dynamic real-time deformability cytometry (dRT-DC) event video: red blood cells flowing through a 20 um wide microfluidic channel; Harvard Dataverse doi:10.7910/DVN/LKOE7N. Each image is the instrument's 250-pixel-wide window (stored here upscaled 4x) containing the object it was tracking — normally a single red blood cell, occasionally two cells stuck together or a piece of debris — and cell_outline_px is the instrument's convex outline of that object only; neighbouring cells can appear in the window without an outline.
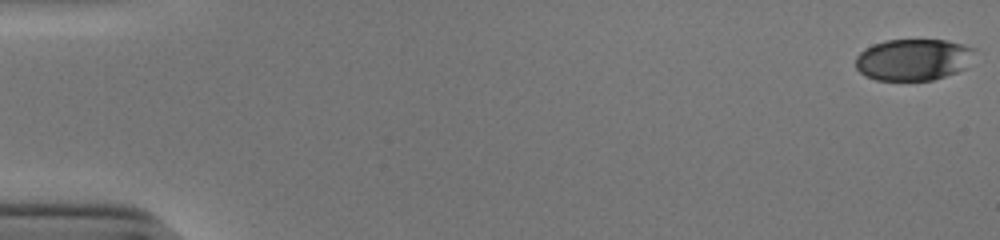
{"species": "human", "species_latin": "Homo sapiens", "temperature_condition": "cold", "stored_images_in_passage": 53, "camera_frame_rate_fps": 3000, "um_per_image_px": 0.085, "donor": {"sex": "male"}, "frame": {"image": 1, "passage_image": 1, "time_ms": 0.0, "image_size_px": [1000, 240], "cell_outline_px": [[976, 48], [968, 68], [932, 80], [876, 80], [864, 76], [856, 68], [856, 56], [864, 48], [872, 44], [888, 40], [948, 40], [964, 44]], "centroid_in_image_um": [77.65, 5.06], "position_along_channel_um": 7.4, "area_um2": 29.19}}
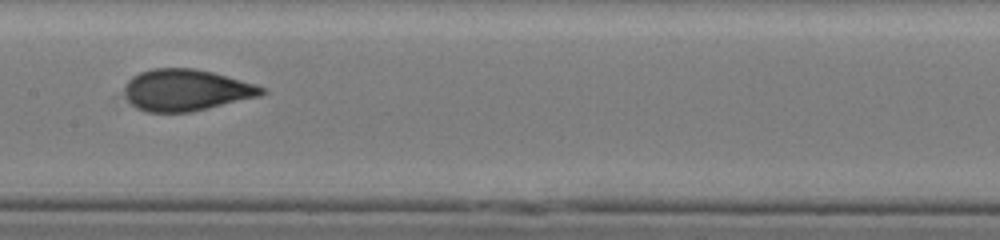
{"frame": {"image": 2, "passage_image": 28, "time_ms": 9.0, "image_size_px": [1000, 240], "cell_outline_px": [[268, 92], [260, 96], [192, 112], [148, 112], [136, 108], [128, 100], [124, 92], [124, 84], [132, 76], [140, 72], [152, 68], [196, 68], [212, 72], [256, 84], [268, 88]], "centroid_in_image_um": [15.84, 7.65], "position_along_channel_um": 191.6, "area_um2": 33.52}}
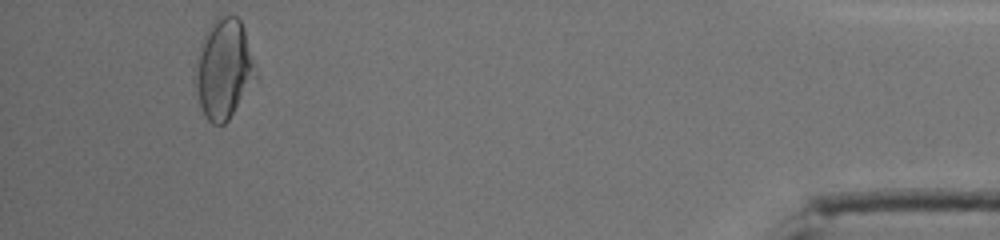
{"frame": {"image": 3, "passage_image": 50, "time_ms": 16.333, "image_size_px": [1000, 240], "cell_outline_px": [[256, 80], [228, 120], [224, 124], [212, 124], [204, 116], [200, 104], [196, 88], [196, 60], [204, 36], [208, 28], [216, 16], [236, 16], [240, 20], [244, 28], [256, 76]], "centroid_in_image_um": [19.01, 5.88], "position_along_channel_um": 416.2, "area_um2": 34.39}, "authors_computed_cell_mechanics": {"area_um2": 32.4836, "velocity_mm_per_s": 3.9302, "shape_relaxation_time_tau1_ms": 8.3752, "shape_relaxation_time_tau2_ms": null, "deformation_change_tau1": 0.2169, "deformation_change_tau2": null}}